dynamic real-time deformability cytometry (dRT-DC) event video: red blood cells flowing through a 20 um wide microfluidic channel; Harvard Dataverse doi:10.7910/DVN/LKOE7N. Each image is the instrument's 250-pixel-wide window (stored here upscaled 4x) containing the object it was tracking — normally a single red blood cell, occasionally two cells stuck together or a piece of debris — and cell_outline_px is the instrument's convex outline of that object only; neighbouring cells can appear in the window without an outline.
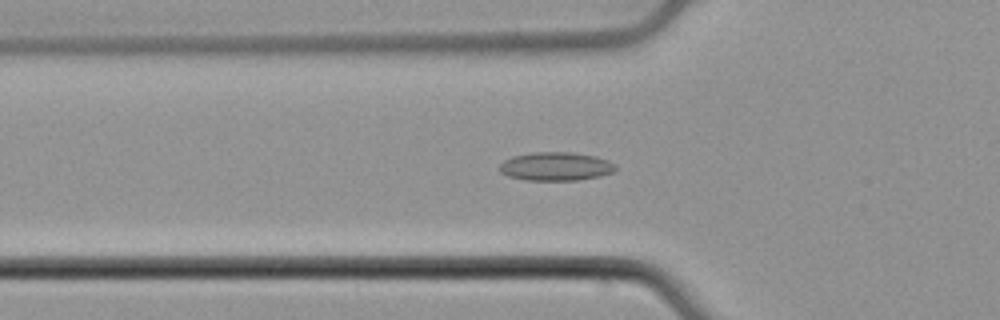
{"species": "common noctule bat (a hibernating species)", "species_latin": "Nyctalus noctula", "temperature_condition": "cold", "stored_images_in_passage": 53, "camera_frame_rate_fps": 3000, "um_per_image_px": 0.085, "animal": {"sex": "male", "body_mass_g": 21.5, "forearm_length_mm": 52.0}, "frame": {"image": 1, "passage_image": 18, "time_ms": 5.667, "image_size_px": [1000, 320], "cell_outline_px": [[616, 168], [612, 172], [600, 176], [576, 180], [524, 180], [508, 176], [500, 172], [500, 164], [504, 160], [512, 156], [532, 152], [572, 152], [596, 156], [608, 160], [616, 164]], "centroid_in_image_um": [47.24, 14.14], "position_along_channel_um": 78.6, "area_um2": 19.36}}
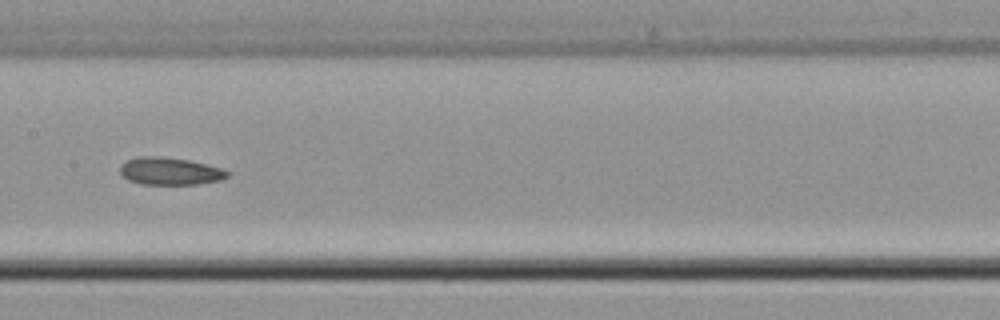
{"frame": {"image": 2, "passage_image": 27, "time_ms": 8.667, "image_size_px": [1000, 320], "cell_outline_px": [[232, 172], [228, 176], [220, 180], [196, 184], [140, 184], [128, 180], [120, 176], [120, 164], [124, 160], [140, 156], [160, 156], [188, 160], [220, 168]], "centroid_in_image_um": [14.38, 14.55], "position_along_channel_um": 193.0, "area_um2": 17.28}}
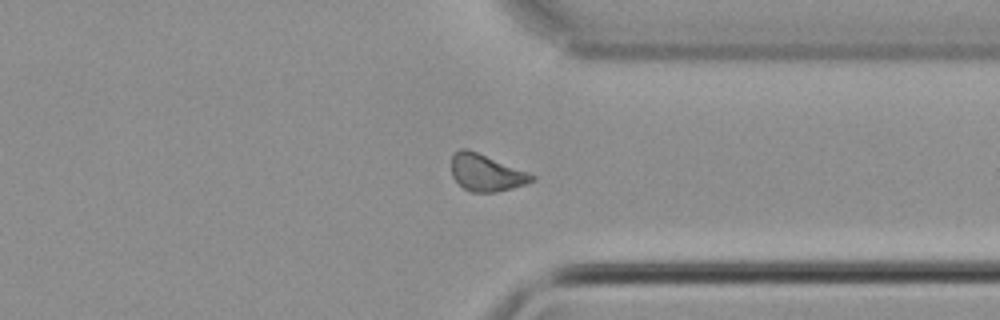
{"frame": {"image": 3, "passage_image": 41, "time_ms": 13.333, "image_size_px": [1000, 320], "cell_outline_px": [[536, 180], [512, 188], [496, 192], [472, 192], [464, 188], [452, 176], [452, 156], [460, 148], [468, 148], [528, 172], [536, 176]], "centroid_in_image_um": [41.33, 14.67], "position_along_channel_um": 370.1, "area_um2": 17.17}, "authors_computed_cell_mechanics": {"area_um2": 17.7446, "velocity_mm_per_s": 3.817, "shape_relaxation_time_tau1_ms": null, "shape_relaxation_time_tau2_ms": 2.6131, "deformation_change_tau1": null, "deformation_change_tau2": 0.0848}}